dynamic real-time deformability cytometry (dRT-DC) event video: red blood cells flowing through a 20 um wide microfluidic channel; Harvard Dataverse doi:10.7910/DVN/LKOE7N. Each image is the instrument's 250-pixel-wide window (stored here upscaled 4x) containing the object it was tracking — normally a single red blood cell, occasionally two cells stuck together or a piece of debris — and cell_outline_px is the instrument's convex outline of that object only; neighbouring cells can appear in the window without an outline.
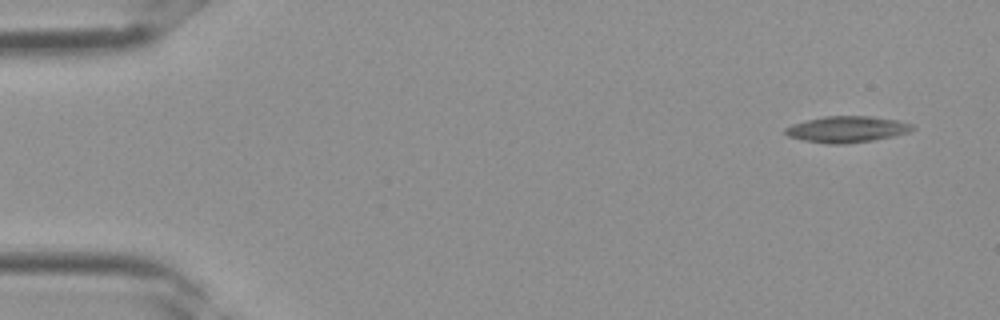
{"species": "Egyptian fruit bat (a non-hibernating species)", "species_latin": "Rousettus aegyptiacus", "temperature_condition": "room temperature", "stored_images_in_passage": 3, "camera_frame_rate_fps": 3000, "um_per_image_px": 0.085, "frame": {"image": 1, "passage_image": 1, "time_ms": 0.0, "image_size_px": [1000, 320], "cell_outline_px": [[916, 128], [908, 132], [892, 136], [872, 140], [844, 144], [828, 144], [804, 140], [788, 136], [784, 132], [784, 128], [792, 124], [804, 120], [824, 116], [872, 116], [900, 120], [912, 124]], "centroid_in_image_um": [71.98, 10.98], "position_along_channel_um": 13.0, "area_um2": 19.54}}
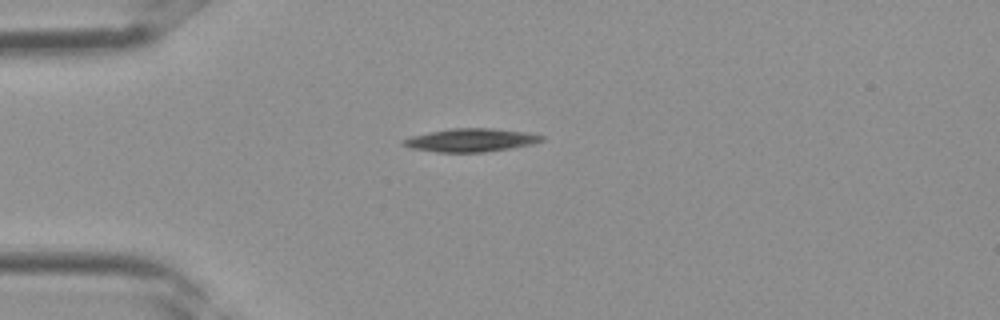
{"frame": {"image": 2, "passage_image": 3, "time_ms": 0.667, "image_size_px": [1000, 320], "cell_outline_px": [[544, 140], [532, 144], [484, 152], [436, 152], [408, 148], [400, 144], [404, 140], [412, 136], [448, 128], [492, 128], [528, 132], [544, 136]], "centroid_in_image_um": [40.01, 11.9], "position_along_channel_um": 45.0, "area_um2": 18.73}}